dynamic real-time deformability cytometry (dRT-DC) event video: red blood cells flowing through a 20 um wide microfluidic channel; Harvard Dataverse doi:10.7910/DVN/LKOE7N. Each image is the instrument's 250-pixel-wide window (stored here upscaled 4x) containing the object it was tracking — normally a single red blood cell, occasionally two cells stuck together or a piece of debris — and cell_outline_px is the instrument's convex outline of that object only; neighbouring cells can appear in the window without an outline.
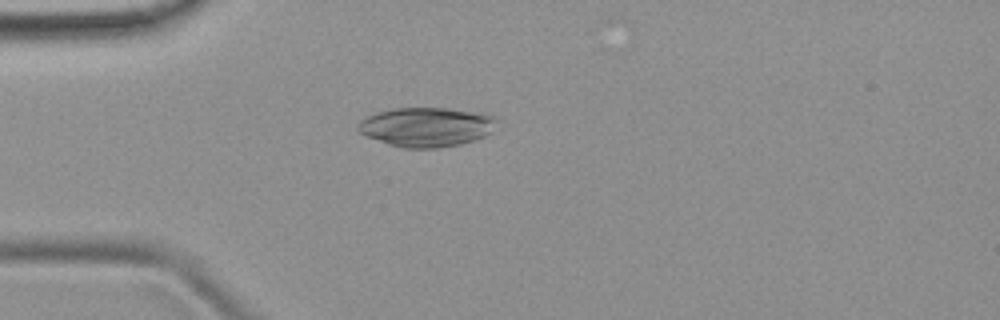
{"species": "common noctule bat (a hibernating species)", "species_latin": "Nyctalus noctula", "temperature_condition": "room temperature", "stored_images_in_passage": 2, "camera_frame_rate_fps": 3000, "um_per_image_px": 0.085, "animal": {"sex": "female", "body_mass_g": 19.9}, "frame": {"image": 1, "passage_image": 1, "time_ms": 0.0, "image_size_px": [1000, 320], "cell_outline_px": [[496, 120], [492, 132], [484, 136], [460, 144], [436, 148], [404, 148], [388, 144], [368, 136], [360, 132], [356, 128], [356, 124], [360, 120], [376, 112], [396, 108], [448, 108], [480, 112], [492, 116]], "centroid_in_image_um": [36.22, 10.78], "position_along_channel_um": 48.8, "area_um2": 31.67}}